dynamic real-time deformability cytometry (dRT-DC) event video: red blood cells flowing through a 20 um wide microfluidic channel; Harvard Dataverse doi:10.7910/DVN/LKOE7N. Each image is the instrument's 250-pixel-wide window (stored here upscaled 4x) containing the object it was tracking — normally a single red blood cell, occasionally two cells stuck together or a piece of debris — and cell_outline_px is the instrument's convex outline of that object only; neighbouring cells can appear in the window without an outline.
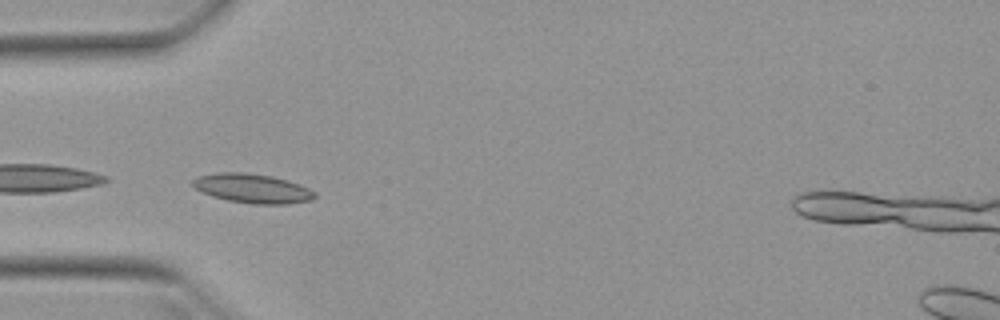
{"species": "Egyptian fruit bat (a non-hibernating species)", "species_latin": "Rousettus aegyptiacus", "temperature_condition": "warm", "stored_images_in_passage": 51, "camera_frame_rate_fps": 3000, "um_per_image_px": 0.085, "animal": {"sex": "female"}, "frame": {"image": 1, "passage_image": 14, "time_ms": 4.333, "image_size_px": [1000, 320], "cell_outline_px": [[316, 196], [312, 200], [288, 204], [256, 204], [228, 200], [212, 196], [196, 188], [192, 184], [192, 180], [196, 176], [216, 172], [244, 172], [272, 176], [300, 184], [316, 192]], "centroid_in_image_um": [21.47, 16.01], "position_along_channel_um": 63.5, "area_um2": 20.81}}
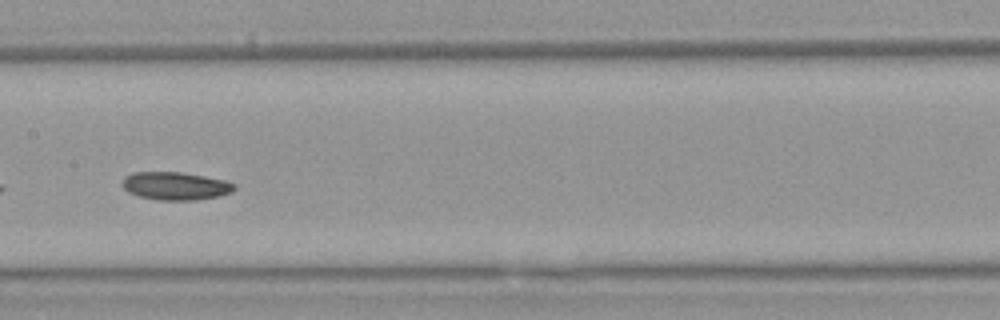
{"frame": {"image": 2, "passage_image": 24, "time_ms": 7.667, "image_size_px": [1000, 320], "cell_outline_px": [[236, 188], [232, 192], [220, 196], [196, 200], [160, 200], [140, 196], [128, 192], [120, 184], [124, 176], [132, 172], [180, 172], [204, 176], [224, 180], [236, 184]], "centroid_in_image_um": [14.91, 15.8], "position_along_channel_um": 192.5, "area_um2": 18.38}}
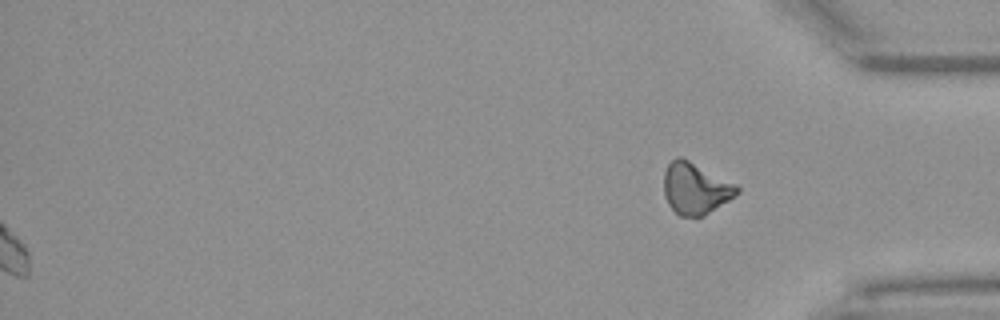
{"frame": {"image": 3, "passage_image": 51, "time_ms": 16.667, "image_size_px": [1000, 320], "cell_outline_px": [[740, 192], [736, 196], [704, 216], [680, 216], [668, 204], [664, 196], [664, 172], [668, 164], [676, 156], [680, 156], [736, 184], [740, 188]], "centroid_in_image_um": [59.12, 16.02], "position_along_channel_um": 376.1, "area_um2": 21.91}, "authors_computed_cell_mechanics": {"area_um2": 18.3226, "velocity_mm_per_s": 3.9161, "shape_relaxation_time_tau1_ms": 2.1094, "shape_relaxation_time_tau2_ms": null, "deformation_change_tau1": 0.0648, "deformation_change_tau2": null}}